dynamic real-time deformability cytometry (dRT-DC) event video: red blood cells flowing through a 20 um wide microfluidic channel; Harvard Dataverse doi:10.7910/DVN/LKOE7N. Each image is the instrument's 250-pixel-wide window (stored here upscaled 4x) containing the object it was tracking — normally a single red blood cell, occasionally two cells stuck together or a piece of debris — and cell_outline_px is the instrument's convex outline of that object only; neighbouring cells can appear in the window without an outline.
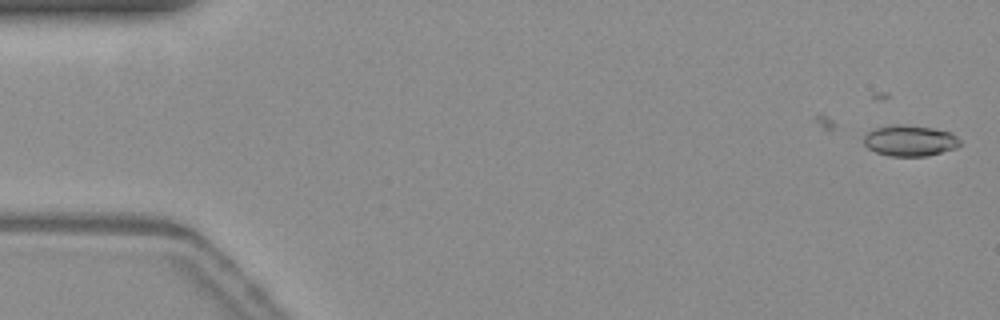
{"species": "common noctule bat (a hibernating species)", "species_latin": "Nyctalus noctula", "temperature_condition": "warm", "stored_images_in_passage": 56, "camera_frame_rate_fps": 3000, "um_per_image_px": 0.085, "animal": {"sex": "female", "body_mass_g": 19.3, "forearm_length_mm": 54.1}, "frame": {"image": 1, "passage_image": 2, "time_ms": 0.333, "image_size_px": [1000, 320], "cell_outline_px": [[960, 144], [956, 148], [928, 156], [888, 156], [876, 152], [868, 148], [864, 144], [864, 136], [868, 132], [876, 128], [932, 128], [948, 132], [956, 136], [960, 140]], "centroid_in_image_um": [77.36, 12.03], "position_along_channel_um": 7.6, "area_um2": 16.36}}
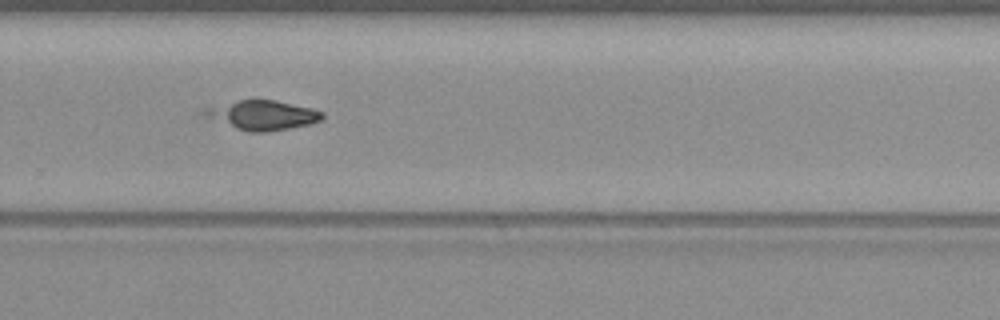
{"frame": {"image": 2, "passage_image": 37, "time_ms": 12.0, "image_size_px": [1000, 320], "cell_outline_px": [[324, 116], [320, 120], [308, 124], [268, 132], [248, 132], [236, 128], [204, 116], [204, 108], [240, 100], [276, 100], [312, 108], [324, 112]], "centroid_in_image_um": [22.34, 9.78], "position_along_channel_um": 307.5, "area_um2": 19.88}}
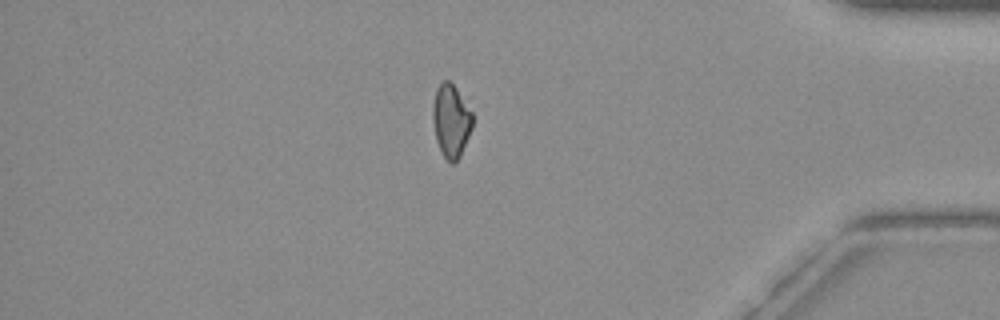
{"frame": {"image": 3, "passage_image": 47, "time_ms": 15.333, "image_size_px": [1000, 320], "cell_outline_px": [[472, 128], [460, 156], [452, 164], [440, 152], [436, 140], [432, 120], [432, 104], [436, 88], [444, 80], [448, 80], [456, 88], [472, 112]], "centroid_in_image_um": [38.31, 10.26], "position_along_channel_um": 396.9, "area_um2": 16.88}}